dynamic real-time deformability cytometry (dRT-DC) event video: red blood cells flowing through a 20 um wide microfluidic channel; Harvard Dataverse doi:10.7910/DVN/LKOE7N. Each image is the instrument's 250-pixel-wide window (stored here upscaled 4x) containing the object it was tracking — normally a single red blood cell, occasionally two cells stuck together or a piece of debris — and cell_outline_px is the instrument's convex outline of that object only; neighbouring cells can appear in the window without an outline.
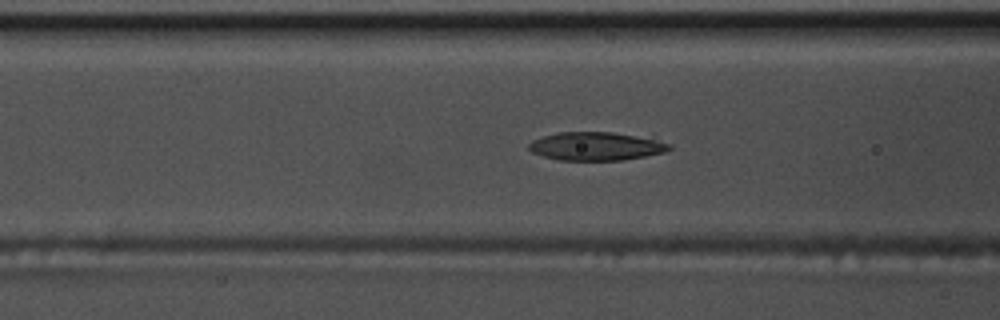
{"species": "common noctule bat (a hibernating species)", "species_latin": "Nyctalus noctula", "temperature_condition": "warm", "stored_images_in_passage": 50, "camera_frame_rate_fps": 3000, "um_per_image_px": 0.085, "animal": {"sex": "male", "body_mass_g": 17.5, "forearm_length_mm": 52.3}, "frame": {"image": 1, "passage_image": 16, "time_ms": 5.0, "image_size_px": [1000, 320], "cell_outline_px": [[672, 148], [668, 152], [620, 160], [560, 160], [544, 156], [532, 152], [528, 148], [528, 144], [532, 140], [544, 136], [560, 132], [612, 132], [656, 140], [672, 144]], "centroid_in_image_um": [50.67, 12.43], "position_along_channel_um": 115.9, "area_um2": 22.95}}
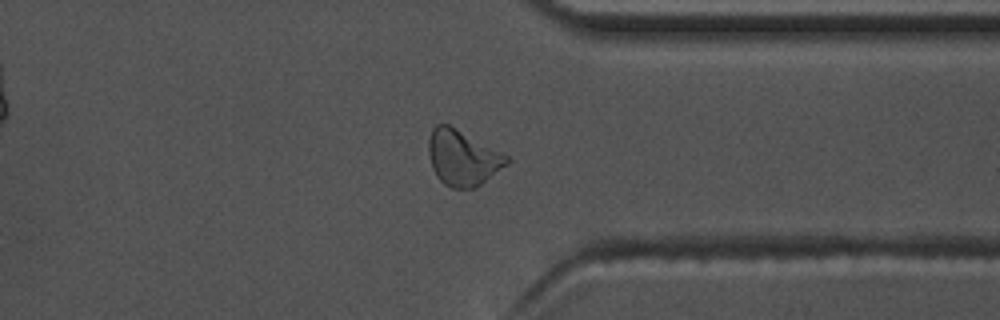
{"frame": {"image": 2, "passage_image": 37, "time_ms": 12.0, "image_size_px": [1000, 320], "cell_outline_px": [[512, 160], [508, 164], [476, 188], [452, 188], [444, 184], [436, 176], [432, 168], [428, 152], [428, 140], [432, 128], [436, 124], [448, 124], [508, 156]], "centroid_in_image_um": [39.31, 13.43], "position_along_channel_um": 372.1, "area_um2": 25.2}}
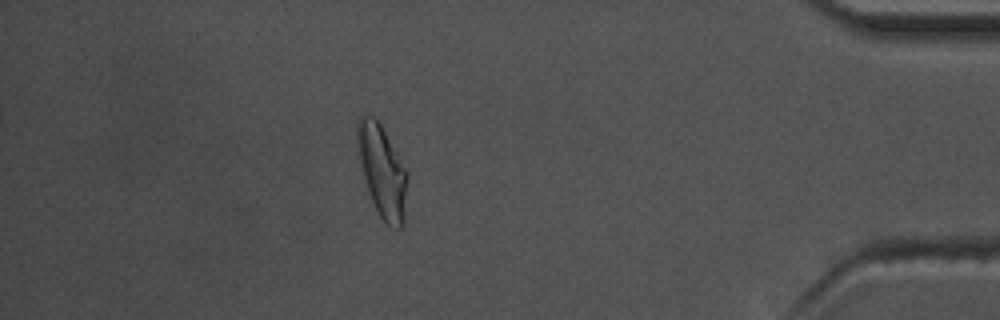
{"frame": {"image": 3, "passage_image": 43, "time_ms": 14.0, "image_size_px": [1000, 320], "cell_outline_px": [[408, 176], [404, 224], [400, 228], [396, 228], [388, 224], [380, 216], [372, 200], [356, 156], [356, 120], [360, 116], [372, 116], [380, 124], [408, 172]], "centroid_in_image_um": [32.46, 14.52], "position_along_channel_um": 402.7, "area_um2": 26.93}, "authors_computed_cell_mechanics": {"area_um2": 24.1026, "velocity_mm_per_s": 3.7046, "shape_relaxation_time_tau1_ms": 5.779, "shape_relaxation_time_tau2_ms": 2.1932, "deformation_change_tau1": 0.1732, "deformation_change_tau2": 0.1017}}